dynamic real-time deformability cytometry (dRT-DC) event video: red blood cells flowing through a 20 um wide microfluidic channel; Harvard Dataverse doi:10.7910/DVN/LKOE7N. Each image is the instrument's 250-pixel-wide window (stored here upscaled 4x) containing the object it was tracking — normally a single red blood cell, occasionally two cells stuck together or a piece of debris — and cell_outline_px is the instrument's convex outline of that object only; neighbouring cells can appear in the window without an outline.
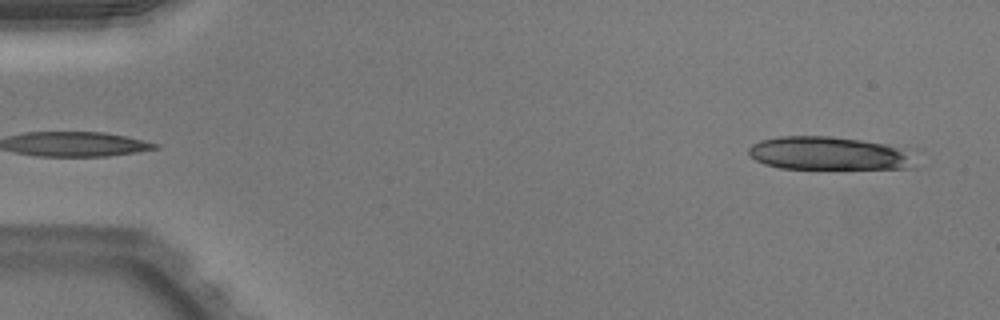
{"species": "Egyptian fruit bat (a non-hibernating species)", "species_latin": "Rousettus aegyptiacus", "temperature_condition": "warm", "stored_images_in_passage": 13, "camera_frame_rate_fps": 3000, "um_per_image_px": 0.085, "animal": {"sex": "male"}, "frame": {"image": 1, "passage_image": 1, "time_ms": 0.0, "image_size_px": [1000, 320], "cell_outline_px": [[908, 168], [780, 168], [764, 164], [748, 156], [748, 148], [752, 144], [760, 140], [780, 136], [828, 136], [860, 140], [884, 144], [908, 152]], "centroid_in_image_um": [70.23, 13.02], "position_along_channel_um": 14.8, "area_um2": 31.33}}